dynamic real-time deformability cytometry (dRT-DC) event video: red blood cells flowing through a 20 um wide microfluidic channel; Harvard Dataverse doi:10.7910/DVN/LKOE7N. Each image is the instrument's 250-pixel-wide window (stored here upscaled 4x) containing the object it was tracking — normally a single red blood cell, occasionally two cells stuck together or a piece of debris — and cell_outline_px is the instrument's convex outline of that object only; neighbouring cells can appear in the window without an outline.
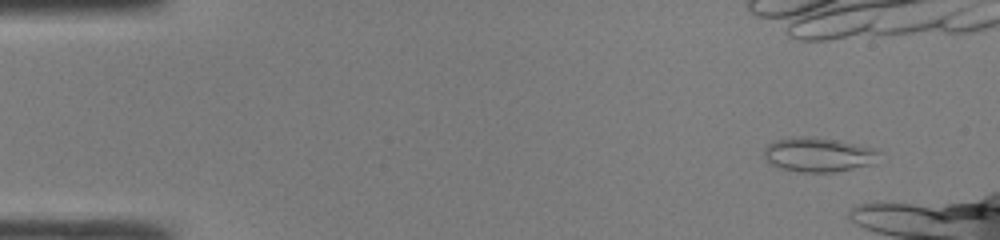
{"species": "common noctule bat (a hibernating species)", "species_latin": "Nyctalus noctula", "temperature_condition": "room temperature", "stored_images_in_passage": 17, "camera_frame_rate_fps": 3000, "um_per_image_px": 0.085, "animal": {"sex": "male", "body_mass_g": 19.0, "forearm_length_mm": 50.8}, "frame": {"image": 1, "passage_image": 3, "time_ms": 0.667, "image_size_px": [1000, 240], "cell_outline_px": [[880, 152], [876, 164], [832, 172], [796, 172], [768, 164], [764, 160], [764, 148], [772, 140], [788, 136], [816, 136], [840, 140], [880, 148]], "centroid_in_image_um": [69.57, 13.12], "position_along_channel_um": 15.4, "area_um2": 24.04}}